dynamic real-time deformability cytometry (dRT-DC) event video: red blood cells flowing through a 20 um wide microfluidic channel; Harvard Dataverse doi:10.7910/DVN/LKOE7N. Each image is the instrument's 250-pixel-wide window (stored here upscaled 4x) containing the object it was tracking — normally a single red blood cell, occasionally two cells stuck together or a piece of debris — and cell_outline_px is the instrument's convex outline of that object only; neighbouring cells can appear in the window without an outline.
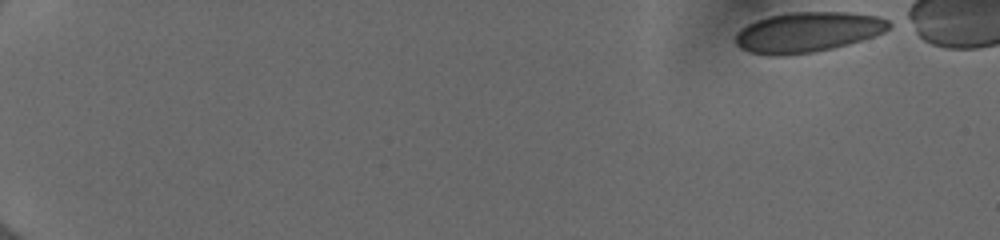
{"species": "human", "species_latin": "Homo sapiens", "temperature_condition": "cold", "stored_images_in_passage": 49, "camera_frame_rate_fps": 3000, "um_per_image_px": 0.085, "donor": {"sex": "female"}, "frame": {"image": 1, "passage_image": 1, "time_ms": 0.0, "image_size_px": [1000, 240], "cell_outline_px": [[892, 24], [884, 32], [848, 44], [832, 48], [812, 52], [780, 56], [768, 56], [748, 52], [740, 48], [736, 44], [736, 32], [740, 28], [756, 20], [768, 16], [788, 12], [848, 12], [880, 16], [888, 20]], "centroid_in_image_um": [68.62, 2.73], "position_along_channel_um": 16.4, "area_um2": 36.07}}
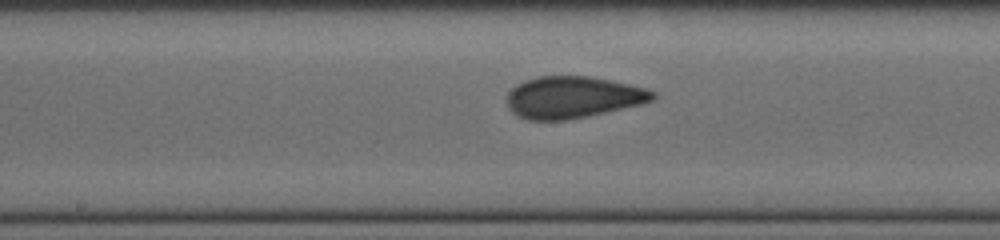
{"frame": {"image": 2, "passage_image": 28, "time_ms": 9.0, "image_size_px": [1000, 240], "cell_outline_px": [[656, 96], [652, 100], [640, 104], [588, 116], [564, 120], [528, 120], [516, 116], [508, 108], [508, 92], [516, 84], [524, 80], [536, 76], [592, 76], [648, 88], [656, 92]], "centroid_in_image_um": [48.68, 8.26], "position_along_channel_um": 199.5, "area_um2": 35.66}}
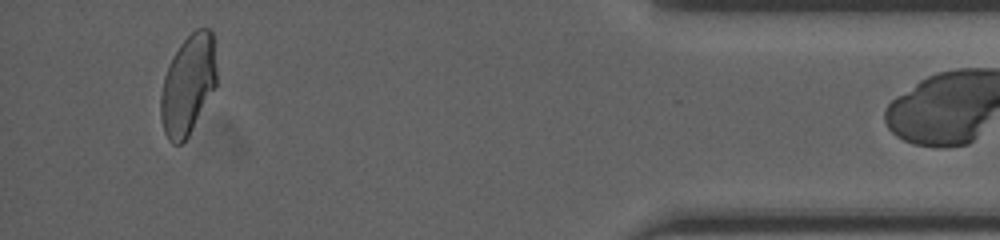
{"frame": {"image": 3, "passage_image": 48, "time_ms": 15.667, "image_size_px": [1000, 240], "cell_outline_px": [[216, 84], [188, 136], [180, 144], [172, 144], [168, 140], [164, 132], [160, 116], [160, 96], [164, 76], [168, 64], [172, 56], [180, 44], [196, 28], [212, 28], [216, 68]], "centroid_in_image_um": [15.96, 7.18], "position_along_channel_um": 419.2, "area_um2": 32.37}}